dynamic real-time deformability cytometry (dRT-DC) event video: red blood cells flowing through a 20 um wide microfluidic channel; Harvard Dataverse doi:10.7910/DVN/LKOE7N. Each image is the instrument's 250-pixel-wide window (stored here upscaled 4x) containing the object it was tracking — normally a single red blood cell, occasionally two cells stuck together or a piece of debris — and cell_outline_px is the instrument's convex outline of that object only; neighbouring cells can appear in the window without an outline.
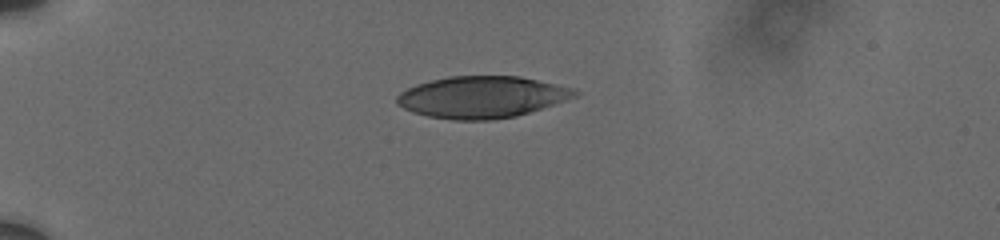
{"species": "human", "species_latin": "Homo sapiens", "temperature_condition": "cold", "stored_images_in_passage": 40, "camera_frame_rate_fps": 3000, "um_per_image_px": 0.085, "donor": {"sex": "male"}, "frame": {"image": 1, "passage_image": 1, "time_ms": 0.0, "image_size_px": [1000, 240], "cell_outline_px": [[580, 92], [576, 96], [516, 116], [492, 120], [452, 120], [428, 116], [412, 112], [396, 104], [396, 96], [400, 92], [416, 84], [448, 76], [520, 76], [576, 88]], "centroid_in_image_um": [40.94, 8.24], "position_along_channel_um": 44.1, "area_um2": 43.23}}
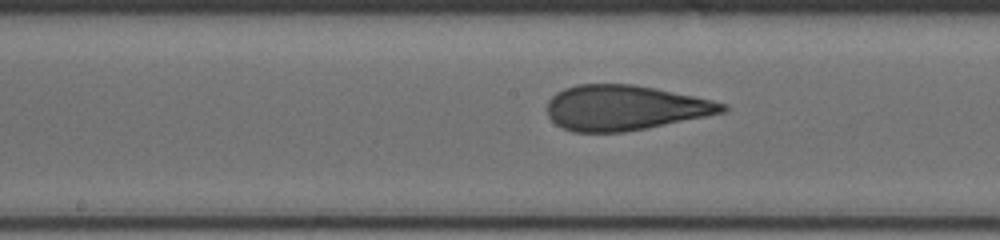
{"frame": {"image": 2, "passage_image": 23, "time_ms": 5.333, "image_size_px": [1000, 240], "cell_outline_px": [[728, 112], [648, 128], [624, 132], [572, 132], [556, 124], [548, 116], [548, 100], [556, 92], [564, 88], [576, 84], [632, 84], [656, 88], [712, 100], [728, 104]], "centroid_in_image_um": [53.13, 9.16], "position_along_channel_um": 195.1, "area_um2": 46.3}}
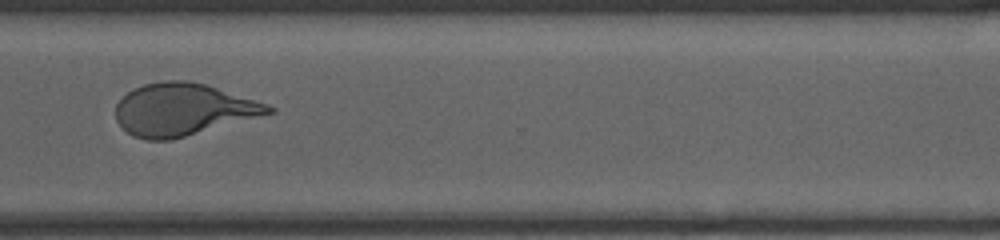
{"frame": {"image": 3, "passage_image": 39, "time_ms": 9.667, "image_size_px": [1000, 240], "cell_outline_px": [[276, 112], [172, 140], [148, 140], [132, 136], [116, 120], [116, 104], [128, 92], [144, 84], [164, 80], [188, 80], [204, 84], [268, 104], [276, 108]], "centroid_in_image_um": [15.56, 9.32], "position_along_channel_um": 355.0, "area_um2": 46.24}}